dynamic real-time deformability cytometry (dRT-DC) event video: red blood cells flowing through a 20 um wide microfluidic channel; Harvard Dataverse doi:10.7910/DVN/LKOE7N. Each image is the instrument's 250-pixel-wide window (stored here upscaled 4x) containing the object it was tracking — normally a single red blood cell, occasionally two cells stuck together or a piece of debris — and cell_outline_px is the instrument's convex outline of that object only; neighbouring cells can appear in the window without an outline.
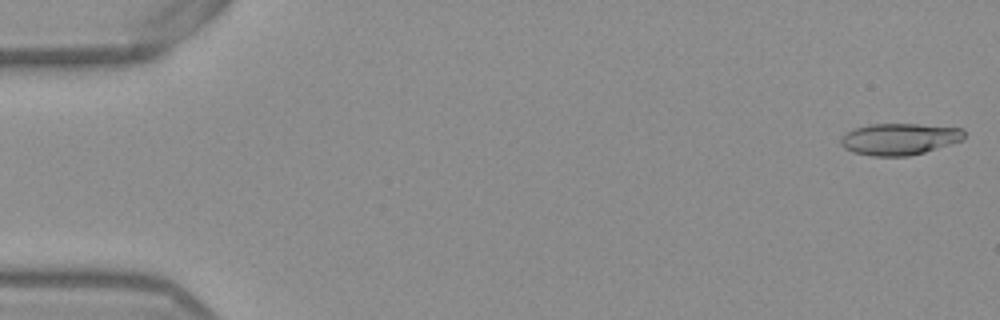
{"species": "Egyptian fruit bat (a non-hibernating species)", "species_latin": "Rousettus aegyptiacus", "temperature_condition": "warm", "stored_images_in_passage": 52, "camera_frame_rate_fps": 3000, "um_per_image_px": 0.085, "frame": {"image": 1, "passage_image": 1, "time_ms": 0.0, "image_size_px": [1000, 320], "cell_outline_px": [[964, 140], [924, 152], [908, 156], [872, 156], [852, 152], [844, 148], [840, 144], [840, 140], [848, 132], [856, 128], [872, 124], [920, 124], [964, 128]], "centroid_in_image_um": [76.48, 11.82], "position_along_channel_um": 8.5, "area_um2": 22.72}}
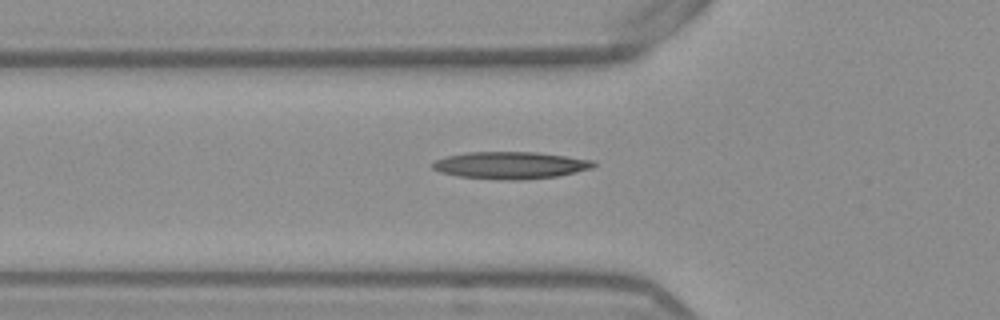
{"frame": {"image": 2, "passage_image": 18, "time_ms": 5.667, "image_size_px": [1000, 320], "cell_outline_px": [[596, 164], [592, 168], [576, 172], [556, 176], [520, 180], [496, 180], [456, 176], [440, 172], [432, 168], [432, 164], [436, 160], [444, 156], [468, 152], [536, 152], [596, 160]], "centroid_in_image_um": [43.37, 14.05], "position_along_channel_um": 82.4, "area_um2": 25.66}}
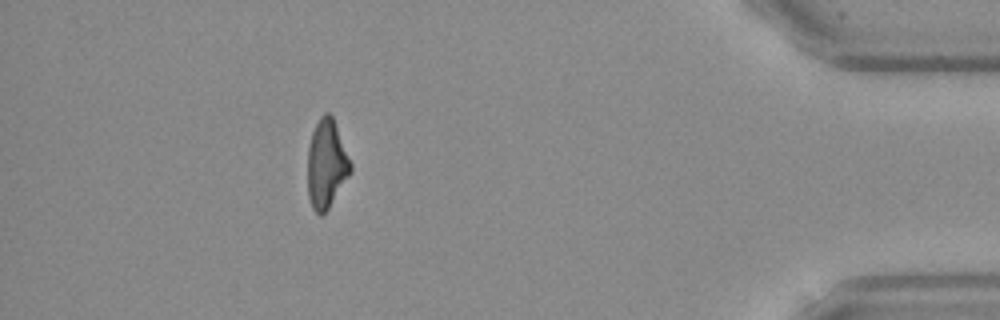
{"frame": {"image": 3, "passage_image": 47, "time_ms": 15.333, "image_size_px": [1000, 320], "cell_outline_px": [[352, 172], [328, 208], [320, 216], [312, 208], [308, 196], [308, 148], [312, 132], [320, 116], [324, 112], [328, 112], [332, 116], [352, 164]], "centroid_in_image_um": [27.75, 13.94], "position_along_channel_um": 407.5, "area_um2": 22.02}, "authors_computed_cell_mechanics": {"area_um2": 23.0622, "velocity_mm_per_s": 3.8906, "shape_relaxation_time_tau1_ms": null, "shape_relaxation_time_tau2_ms": 5.7567, "deformation_change_tau1": null, "deformation_change_tau2": 0.1879}}